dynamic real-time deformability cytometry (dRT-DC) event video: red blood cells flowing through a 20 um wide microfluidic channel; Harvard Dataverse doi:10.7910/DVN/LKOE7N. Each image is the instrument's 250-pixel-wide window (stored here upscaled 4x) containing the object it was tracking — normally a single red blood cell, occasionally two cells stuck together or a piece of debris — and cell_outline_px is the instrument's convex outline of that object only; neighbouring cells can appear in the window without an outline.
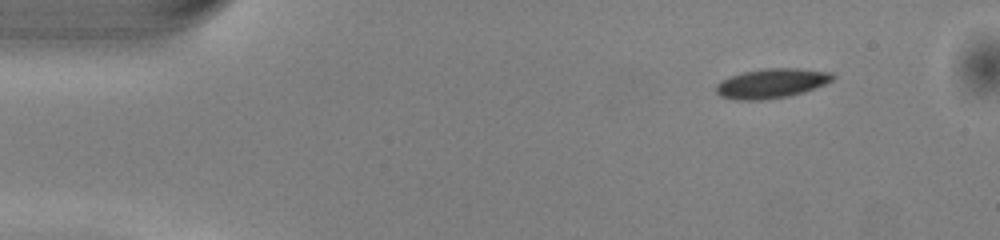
{"species": "common noctule bat (a hibernating species)", "species_latin": "Nyctalus noctula", "temperature_condition": "warm", "stored_images_in_passage": 46, "camera_frame_rate_fps": 3000, "um_per_image_px": 0.085, "animal": {"sex": "male", "body_mass_g": 13.0, "forearm_length_mm": 53.1}, "frame": {"image": 1, "passage_image": 1, "time_ms": 0.0, "image_size_px": [1000, 240], "cell_outline_px": [[836, 76], [832, 80], [824, 84], [804, 92], [788, 96], [760, 100], [736, 100], [720, 96], [716, 92], [716, 84], [720, 80], [728, 76], [744, 72], [764, 68], [796, 68], [832, 72]], "centroid_in_image_um": [65.55, 7.08], "position_along_channel_um": 19.4, "area_um2": 20.17}}
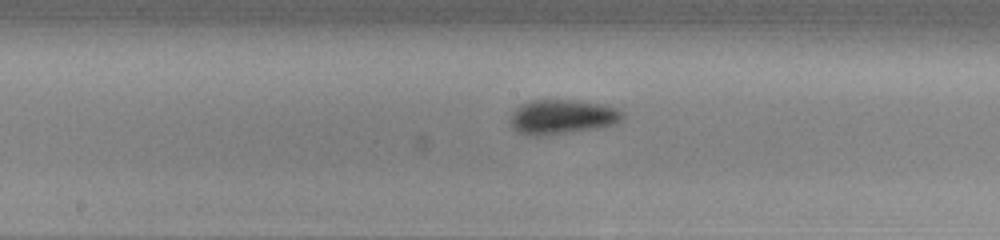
{"frame": {"image": 2, "passage_image": 21, "time_ms": 6.667, "image_size_px": [1000, 240], "cell_outline_px": [[624, 116], [616, 124], [596, 128], [536, 136], [516, 132], [512, 128], [512, 112], [520, 104], [528, 100], [572, 100], [604, 104], [616, 108], [624, 112]], "centroid_in_image_um": [47.79, 9.91], "position_along_channel_um": 200.4, "area_um2": 22.43}}
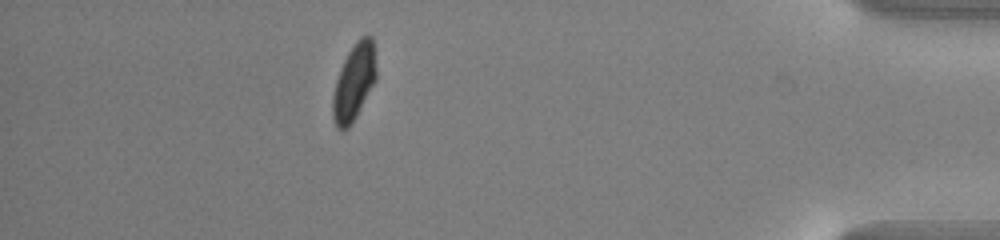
{"frame": {"image": 3, "passage_image": 40, "time_ms": 13.0, "image_size_px": [1000, 240], "cell_outline_px": [[376, 80], [356, 116], [348, 128], [336, 128], [332, 116], [332, 96], [336, 80], [340, 68], [348, 52], [356, 40], [360, 36], [372, 36], [376, 68]], "centroid_in_image_um": [30.08, 6.97], "position_along_channel_um": 405.1, "area_um2": 19.31}, "authors_computed_cell_mechanics": {"area_um2": 20.2011, "velocity_mm_per_s": 4.0553, "shape_relaxation_time_tau1_ms": 1.9576, "shape_relaxation_time_tau2_ms": null, "deformation_change_tau1": 0.0966, "deformation_change_tau2": null}}